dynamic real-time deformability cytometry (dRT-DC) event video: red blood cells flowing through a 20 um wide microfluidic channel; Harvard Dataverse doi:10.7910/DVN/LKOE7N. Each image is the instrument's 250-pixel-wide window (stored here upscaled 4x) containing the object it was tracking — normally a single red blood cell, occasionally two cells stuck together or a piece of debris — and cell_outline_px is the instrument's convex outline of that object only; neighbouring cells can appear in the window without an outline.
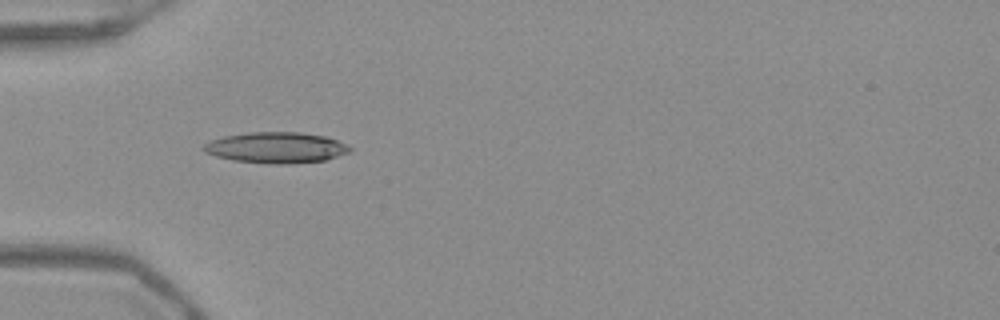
{"species": "Egyptian fruit bat (a non-hibernating species)", "species_latin": "Rousettus aegyptiacus", "temperature_condition": "warm", "stored_images_in_passage": 51, "camera_frame_rate_fps": 3000, "um_per_image_px": 0.085, "frame": {"image": 1, "passage_image": 16, "time_ms": 5.0, "image_size_px": [1000, 320], "cell_outline_px": [[352, 152], [324, 160], [292, 164], [268, 164], [232, 160], [216, 156], [204, 152], [200, 148], [204, 144], [212, 140], [224, 136], [252, 132], [300, 132], [324, 136], [348, 144], [352, 148]], "centroid_in_image_um": [23.48, 12.55], "position_along_channel_um": 61.5, "area_um2": 26.53}}
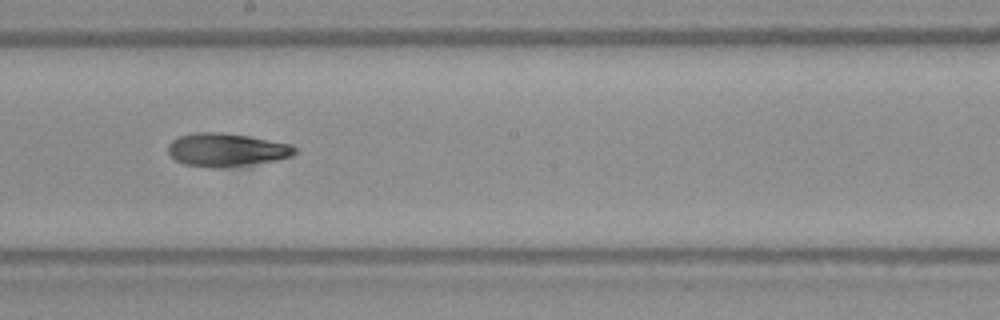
{"frame": {"image": 2, "passage_image": 29, "time_ms": 9.333, "image_size_px": [1000, 320], "cell_outline_px": [[296, 152], [292, 156], [276, 160], [244, 164], [184, 164], [176, 160], [168, 152], [168, 144], [172, 140], [180, 136], [196, 132], [220, 132], [248, 136], [292, 144], [296, 148]], "centroid_in_image_um": [19.28, 12.67], "position_along_channel_um": 228.9, "area_um2": 23.35}}
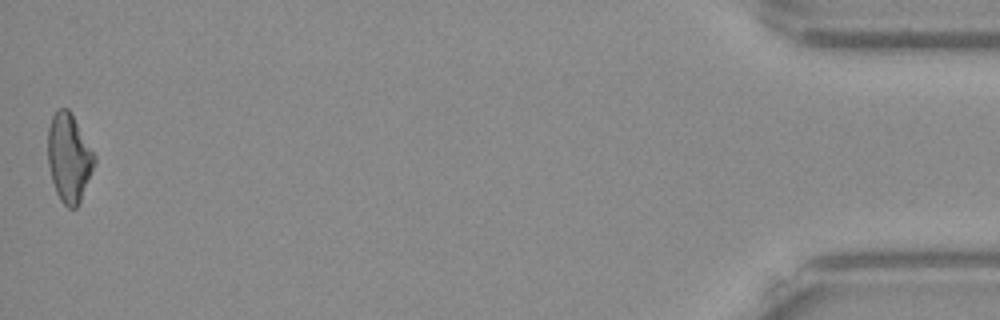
{"frame": {"image": 3, "passage_image": 51, "time_ms": 16.667, "image_size_px": [1000, 320], "cell_outline_px": [[96, 160], [80, 200], [76, 208], [68, 208], [60, 200], [56, 192], [52, 180], [48, 164], [48, 128], [52, 116], [60, 108], [68, 108], [96, 156]], "centroid_in_image_um": [5.85, 13.41], "position_along_channel_um": 429.4, "area_um2": 23.58}, "authors_computed_cell_mechanics": {"area_um2": 24.3916, "velocity_mm_per_s": 3.9398, "shape_relaxation_time_tau1_ms": 6.9296, "shape_relaxation_time_tau2_ms": 3.1201, "deformation_change_tau1": 0.2049, "deformation_change_tau2": 0.1067}}